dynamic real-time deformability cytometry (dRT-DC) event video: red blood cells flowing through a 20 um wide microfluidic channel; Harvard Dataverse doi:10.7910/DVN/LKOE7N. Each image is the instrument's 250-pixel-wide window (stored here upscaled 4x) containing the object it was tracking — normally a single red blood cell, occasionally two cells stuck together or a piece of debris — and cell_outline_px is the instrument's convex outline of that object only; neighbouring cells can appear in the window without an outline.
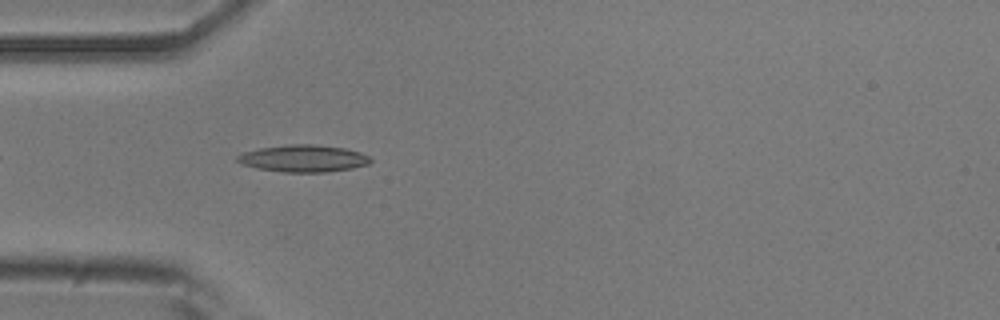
{"species": "common noctule bat (a hibernating species)", "species_latin": "Nyctalus noctula", "temperature_condition": "room temperature", "stored_images_in_passage": 39, "camera_frame_rate_fps": 3000, "um_per_image_px": 0.085, "animal": {"sex": "male", "body_mass_g": 20.5, "forearm_length_mm": 52.5}, "frame": {"image": 1, "passage_image": 5, "time_ms": 1.333, "image_size_px": [1000, 320], "cell_outline_px": [[372, 160], [368, 164], [352, 168], [328, 172], [284, 172], [256, 168], [244, 164], [236, 160], [236, 156], [244, 152], [260, 148], [288, 144], [312, 144], [344, 148], [360, 152], [368, 156]], "centroid_in_image_um": [25.79, 13.47], "position_along_channel_um": 59.2, "area_um2": 20.87}}
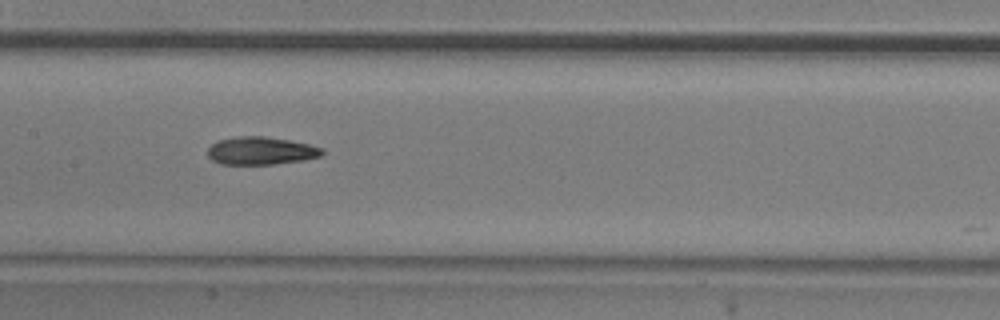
{"frame": {"image": 2, "passage_image": 15, "time_ms": 4.667, "image_size_px": [1000, 320], "cell_outline_px": [[324, 152], [320, 156], [304, 160], [272, 164], [220, 164], [212, 160], [208, 156], [208, 148], [212, 144], [220, 140], [236, 136], [264, 136], [288, 140], [308, 144], [324, 148]], "centroid_in_image_um": [22.18, 12.81], "position_along_channel_um": 185.2, "area_um2": 18.5}}
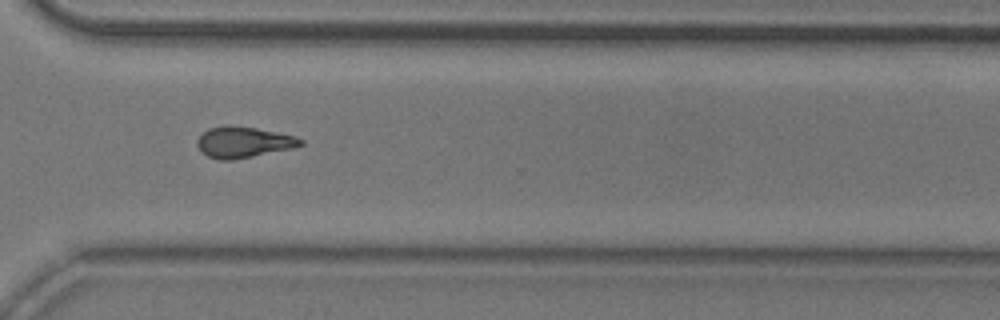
{"frame": {"image": 3, "passage_image": 28, "time_ms": 9.0, "image_size_px": [1000, 320], "cell_outline_px": [[304, 144], [292, 148], [232, 160], [220, 160], [208, 156], [200, 152], [196, 144], [196, 140], [208, 128], [228, 124], [256, 128], [296, 136], [304, 140]], "centroid_in_image_um": [20.66, 12.07], "position_along_channel_um": 349.9, "area_um2": 18.73}, "authors_computed_cell_mechanics": {"area_um2": 18.496, "velocity_mm_per_s": 3.8177, "shape_relaxation_time_tau1_ms": 8.8396, "shape_relaxation_time_tau2_ms": 3.0651, "deformation_change_tau1": 0.2248, "deformation_change_tau2": 0.1111}}